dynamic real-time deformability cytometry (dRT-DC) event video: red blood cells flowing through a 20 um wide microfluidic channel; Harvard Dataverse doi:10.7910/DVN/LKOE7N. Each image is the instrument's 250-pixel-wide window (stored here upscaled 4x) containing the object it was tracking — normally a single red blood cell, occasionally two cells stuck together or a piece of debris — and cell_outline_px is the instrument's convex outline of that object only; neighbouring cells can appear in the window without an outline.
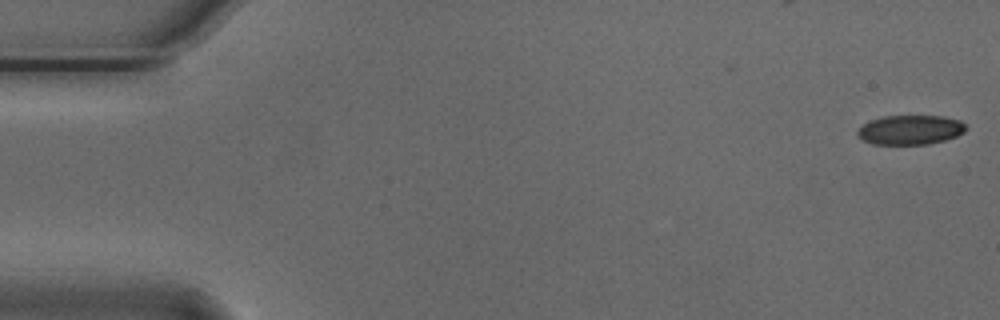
{"species": "Egyptian fruit bat (a non-hibernating species)", "species_latin": "Rousettus aegyptiacus", "temperature_condition": "cold", "stored_images_in_passage": 55, "camera_frame_rate_fps": 3000, "um_per_image_px": 0.085, "animal": {"sex": "male"}, "frame": {"image": 1, "passage_image": 1, "time_ms": 0.0, "image_size_px": [1000, 320], "cell_outline_px": [[968, 128], [964, 132], [956, 136], [944, 140], [928, 144], [872, 144], [856, 136], [856, 132], [864, 124], [872, 120], [884, 116], [944, 116], [960, 120]], "centroid_in_image_um": [77.39, 11.04], "position_along_channel_um": 7.6, "area_um2": 18.55}}
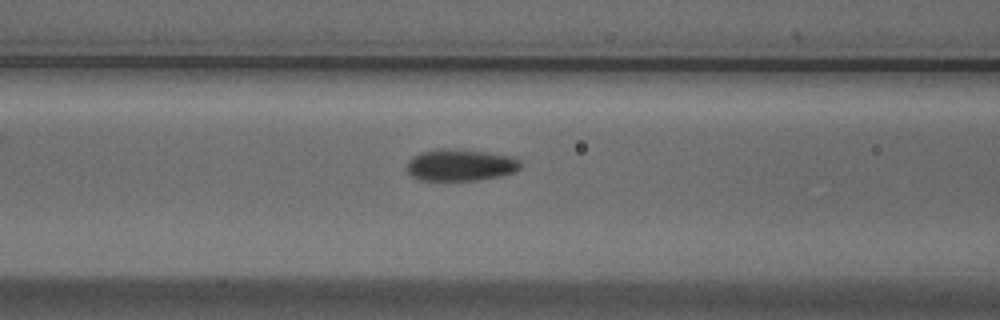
{"frame": {"image": 2, "passage_image": 22, "time_ms": 7.0, "image_size_px": [1000, 320], "cell_outline_px": [[520, 168], [512, 172], [500, 176], [476, 180], [416, 180], [404, 168], [408, 160], [412, 156], [420, 152], [440, 148], [444, 148], [484, 152], [516, 156], [520, 160]], "centroid_in_image_um": [39.09, 14.02], "position_along_channel_um": 127.5, "area_um2": 21.21}}
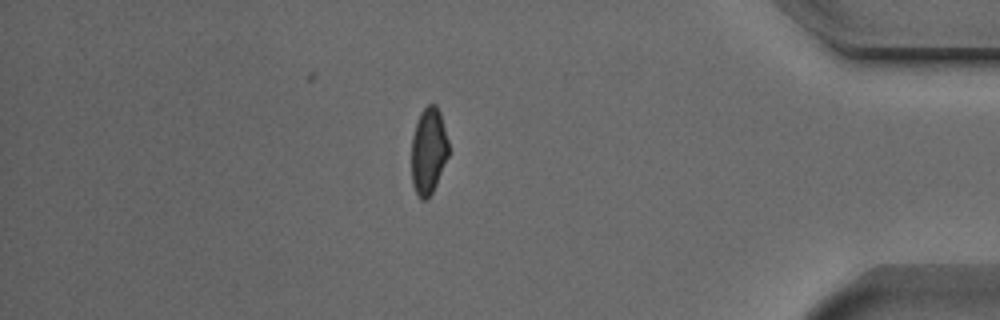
{"frame": {"image": 3, "passage_image": 47, "time_ms": 15.333, "image_size_px": [1000, 320], "cell_outline_px": [[448, 156], [436, 184], [428, 200], [420, 200], [412, 184], [412, 136], [420, 112], [428, 104], [436, 104], [440, 112], [448, 140]], "centroid_in_image_um": [36.42, 12.83], "position_along_channel_um": 398.8, "area_um2": 18.67}, "authors_computed_cell_mechanics": {"area_um2": 20.1722, "velocity_mm_per_s": 3.7229, "shape_relaxation_time_tau1_ms": 4.1327, "shape_relaxation_time_tau2_ms": 2.7847, "deformation_change_tau1": 0.1027, "deformation_change_tau2": 0.0801}}